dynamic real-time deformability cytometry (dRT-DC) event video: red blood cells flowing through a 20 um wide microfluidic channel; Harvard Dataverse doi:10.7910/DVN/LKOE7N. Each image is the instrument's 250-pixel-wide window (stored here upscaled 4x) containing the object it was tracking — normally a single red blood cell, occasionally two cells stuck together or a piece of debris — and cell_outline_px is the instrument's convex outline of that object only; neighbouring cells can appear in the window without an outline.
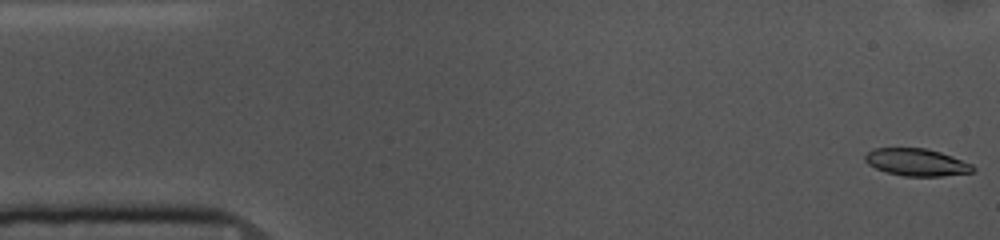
{"species": "common noctule bat (a hibernating species)", "species_latin": "Nyctalus noctula", "temperature_condition": "cold", "stored_images_in_passage": 53, "camera_frame_rate_fps": 3000, "um_per_image_px": 0.085, "animal": {"sex": "female", "body_mass_g": 10.0, "forearm_length_mm": 53.1}, "frame": {"image": 1, "passage_image": 1, "time_ms": 0.0, "image_size_px": [1000, 240], "cell_outline_px": [[976, 168], [972, 172], [944, 176], [904, 176], [888, 172], [876, 168], [868, 164], [864, 160], [864, 156], [868, 152], [876, 148], [924, 148], [940, 152], [952, 156], [972, 164]], "centroid_in_image_um": [77.92, 13.79], "position_along_channel_um": 7.1, "area_um2": 17.05}}
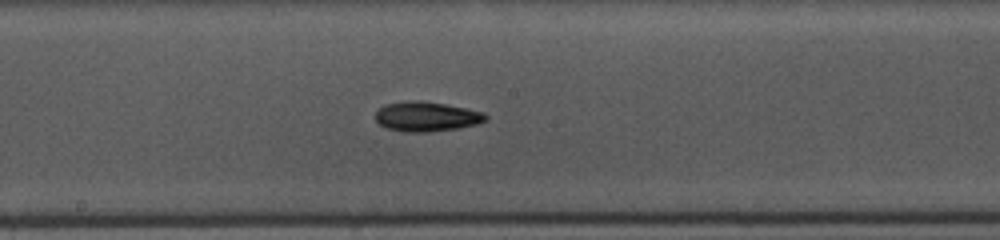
{"frame": {"image": 2, "passage_image": 27, "time_ms": 8.667, "image_size_px": [1000, 240], "cell_outline_px": [[488, 116], [484, 120], [476, 124], [456, 128], [428, 132], [404, 132], [384, 128], [376, 120], [376, 112], [384, 104], [404, 100], [420, 100], [444, 104], [484, 112]], "centroid_in_image_um": [36.19, 9.9], "position_along_channel_um": 212.0, "area_um2": 19.07}}
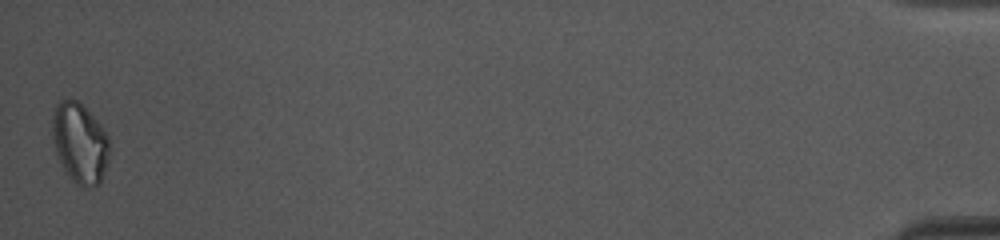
{"frame": {"image": 3, "passage_image": 53, "time_ms": 17.333, "image_size_px": [1000, 240], "cell_outline_px": [[108, 164], [100, 184], [92, 188], [84, 188], [76, 184], [68, 176], [56, 152], [52, 136], [52, 116], [56, 104], [60, 100], [68, 96], [76, 100], [100, 124], [108, 136]], "centroid_in_image_um": [6.78, 12.17], "position_along_channel_um": 428.4, "area_um2": 26.82}, "authors_computed_cell_mechanics": {"area_um2": 18.207, "velocity_mm_per_s": 3.6536, "shape_relaxation_time_tau1_ms": 4.1318, "shape_relaxation_time_tau2_ms": 4.9295, "deformation_change_tau1": 0.1159, "deformation_change_tau2": 0.1119}}